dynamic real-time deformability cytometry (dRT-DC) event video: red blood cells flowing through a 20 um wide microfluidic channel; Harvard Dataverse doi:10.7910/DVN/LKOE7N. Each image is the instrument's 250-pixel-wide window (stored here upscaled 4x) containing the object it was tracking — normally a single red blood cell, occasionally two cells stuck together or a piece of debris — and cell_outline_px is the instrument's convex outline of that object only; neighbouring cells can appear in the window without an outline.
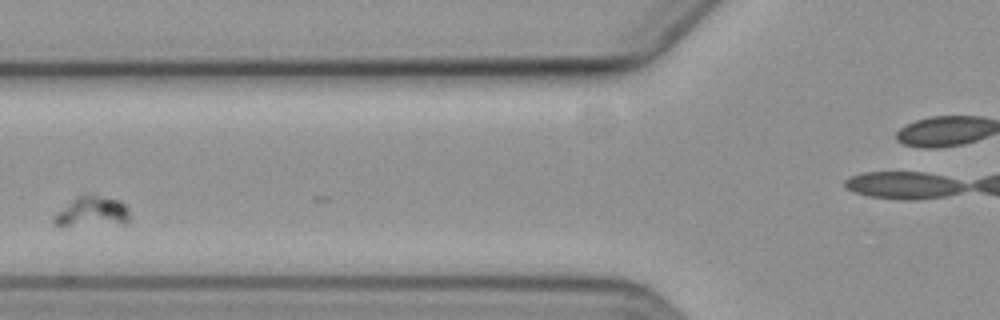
{"species": "common noctule bat (a hibernating species)", "species_latin": "Nyctalus noctula", "temperature_condition": "cold", "stored_images_in_passage": 4, "camera_frame_rate_fps": 3000, "um_per_image_px": 0.085, "animal": {"sex": "female", "body_mass_g": 19.3, "forearm_length_mm": 54.1}, "frame": {"image": 1, "passage_image": 3, "time_ms": 3.0, "image_size_px": [1000, 320], "cell_outline_px": [[128, 220], [124, 224], [64, 228], [60, 228], [52, 224], [52, 216], [76, 196], [88, 192], [120, 200], [128, 208]], "centroid_in_image_um": [7.74, 18.03], "position_along_channel_um": 118.1, "area_um2": 14.39}}